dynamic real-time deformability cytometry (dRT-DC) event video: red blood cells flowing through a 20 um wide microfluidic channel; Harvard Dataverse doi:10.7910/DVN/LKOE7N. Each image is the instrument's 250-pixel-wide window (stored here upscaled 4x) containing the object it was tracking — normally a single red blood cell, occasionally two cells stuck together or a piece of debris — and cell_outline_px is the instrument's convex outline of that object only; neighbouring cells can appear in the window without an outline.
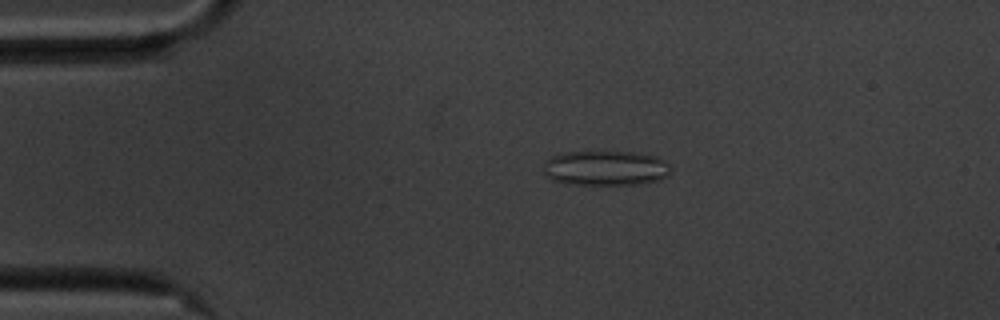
{"species": "common noctule bat (a hibernating species)", "species_latin": "Nyctalus noctula", "temperature_condition": "cold", "stored_images_in_passage": 46, "camera_frame_rate_fps": 3000, "um_per_image_px": 0.085, "animal": {"sex": "male", "body_mass_g": 20.1, "forearm_length_mm": 53.5}, "frame": {"image": 1, "passage_image": 1, "time_ms": 0.0, "image_size_px": [1000, 320], "cell_outline_px": [[672, 168], [664, 176], [656, 180], [640, 184], [564, 184], [552, 180], [544, 176], [544, 160], [560, 152], [636, 152], [656, 156], [664, 160]], "centroid_in_image_um": [51.4, 14.28], "position_along_channel_um": 33.6, "area_um2": 26.01}}
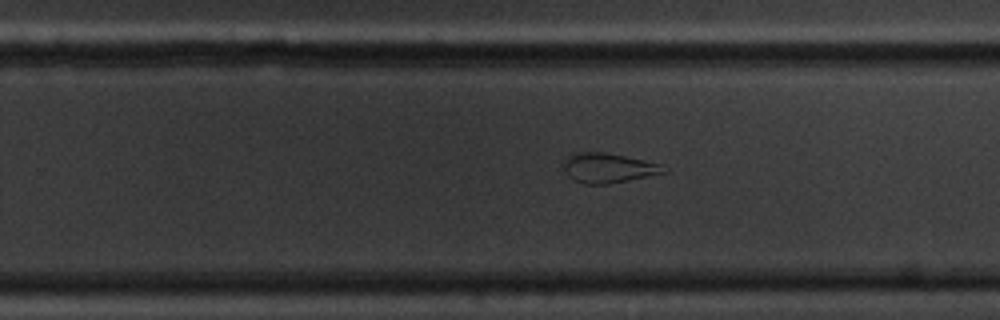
{"frame": {"image": 2, "passage_image": 25, "time_ms": 8.0, "image_size_px": [1000, 320], "cell_outline_px": [[668, 172], [608, 184], [584, 184], [572, 180], [568, 176], [560, 164], [572, 152], [604, 152], [644, 160], [660, 164]], "centroid_in_image_um": [51.62, 14.27], "position_along_channel_um": 278.2, "area_um2": 17.46}}
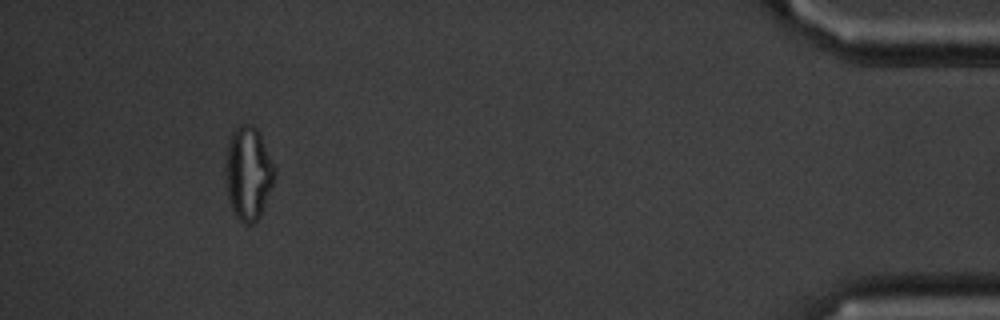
{"frame": {"image": 3, "passage_image": 42, "time_ms": 13.667, "image_size_px": [1000, 320], "cell_outline_px": [[276, 176], [260, 216], [252, 224], [244, 224], [236, 216], [232, 208], [228, 196], [228, 148], [232, 132], [240, 124], [252, 124], [260, 132], [276, 168]], "centroid_in_image_um": [21.17, 14.71], "position_along_channel_um": 414.0, "area_um2": 26.07}, "authors_computed_cell_mechanics": {"area_um2": 20.8947, "velocity_mm_per_s": 3.5374, "shape_relaxation_time_tau1_ms": null, "shape_relaxation_time_tau2_ms": 1.7047, "deformation_change_tau1": null, "deformation_change_tau2": 0.1092}}